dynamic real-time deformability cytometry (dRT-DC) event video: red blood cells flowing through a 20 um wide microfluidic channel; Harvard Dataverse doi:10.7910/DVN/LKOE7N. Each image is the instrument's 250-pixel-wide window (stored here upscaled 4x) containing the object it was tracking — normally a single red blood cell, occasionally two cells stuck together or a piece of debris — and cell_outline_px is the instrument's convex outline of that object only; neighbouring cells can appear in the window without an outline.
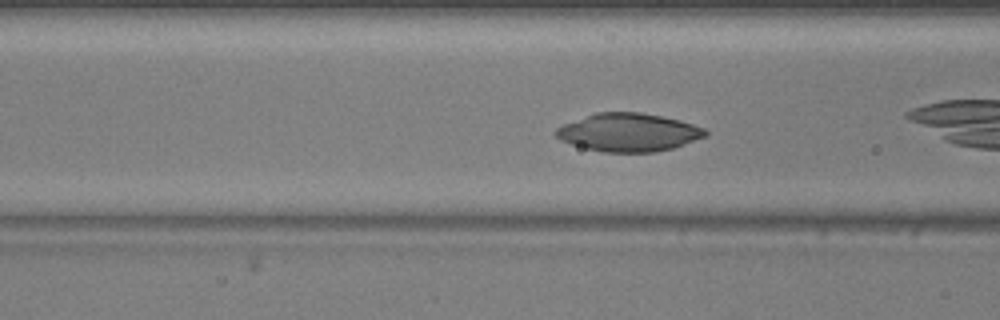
{"species": "common noctule bat (a hibernating species)", "species_latin": "Nyctalus noctula", "temperature_condition": "warm", "stored_images_in_passage": 17, "camera_frame_rate_fps": 3000, "um_per_image_px": 0.085, "animal": {"sex": "male", "body_mass_g": 20.5, "forearm_length_mm": 52.5}, "frame": {"image": 1, "passage_image": 4, "time_ms": 1.0, "image_size_px": [1000, 320], "cell_outline_px": [[708, 136], [672, 148], [656, 152], [604, 152], [572, 144], [560, 140], [552, 132], [556, 128], [564, 124], [596, 112], [640, 112], [680, 120], [704, 128], [708, 132]], "centroid_in_image_um": [53.43, 11.25], "position_along_channel_um": 113.2, "area_um2": 33.06}}